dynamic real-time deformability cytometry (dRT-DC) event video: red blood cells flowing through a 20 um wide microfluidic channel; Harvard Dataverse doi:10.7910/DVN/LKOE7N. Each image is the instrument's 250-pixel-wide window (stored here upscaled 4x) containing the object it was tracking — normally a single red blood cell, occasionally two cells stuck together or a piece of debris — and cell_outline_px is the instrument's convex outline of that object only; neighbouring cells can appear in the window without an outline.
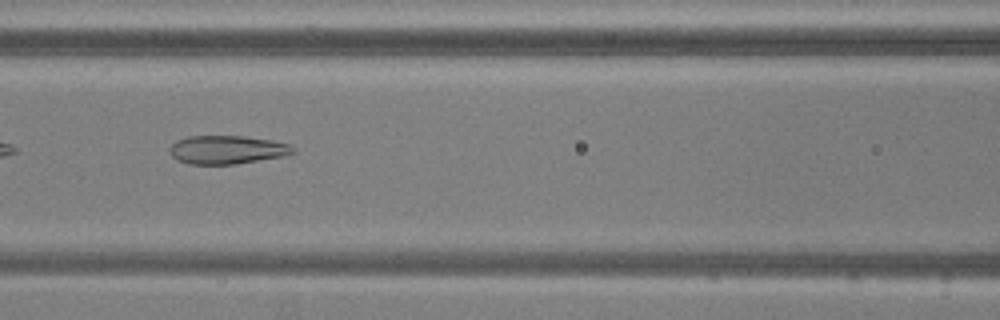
{"species": "common noctule bat (a hibernating species)", "species_latin": "Nyctalus noctula", "temperature_condition": "warm", "stored_images_in_passage": 15, "camera_frame_rate_fps": 3000, "um_per_image_px": 0.085, "animal": {"sex": "male", "body_mass_g": 20.5, "forearm_length_mm": 52.5}, "frame": {"image": 1, "passage_image": 7, "time_ms": 2.0, "image_size_px": [1000, 320], "cell_outline_px": [[296, 152], [284, 156], [236, 164], [188, 164], [176, 160], [168, 152], [168, 148], [176, 140], [188, 136], [244, 136], [272, 140], [288, 144], [296, 148]], "centroid_in_image_um": [19.28, 12.73], "position_along_channel_um": 147.3, "area_um2": 20.69}}